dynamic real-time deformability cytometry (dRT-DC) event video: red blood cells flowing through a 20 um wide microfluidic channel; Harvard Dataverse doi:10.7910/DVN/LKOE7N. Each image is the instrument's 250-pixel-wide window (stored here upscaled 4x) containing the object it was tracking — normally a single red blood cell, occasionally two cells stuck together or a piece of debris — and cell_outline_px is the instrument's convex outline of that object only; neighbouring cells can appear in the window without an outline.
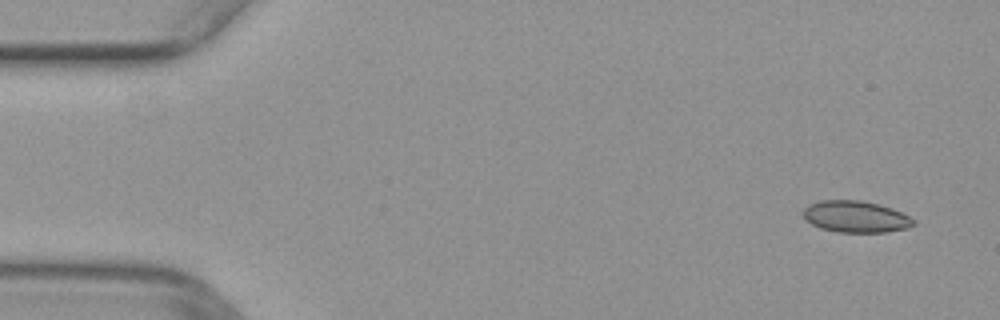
{"species": "common noctule bat (a hibernating species)", "species_latin": "Nyctalus noctula", "temperature_condition": "warm", "stored_images_in_passage": 50, "camera_frame_rate_fps": 3000, "um_per_image_px": 0.085, "animal": {"sex": "female", "body_mass_g": 29.2, "forearm_length_mm": 56.3}, "frame": {"image": 1, "passage_image": 3, "time_ms": 0.667, "image_size_px": [1000, 320], "cell_outline_px": [[916, 224], [908, 228], [888, 232], [840, 232], [820, 228], [812, 224], [804, 216], [804, 208], [808, 204], [820, 200], [860, 200], [880, 204], [892, 208], [916, 220]], "centroid_in_image_um": [72.77, 18.41], "position_along_channel_um": 12.2, "area_um2": 20.35}}
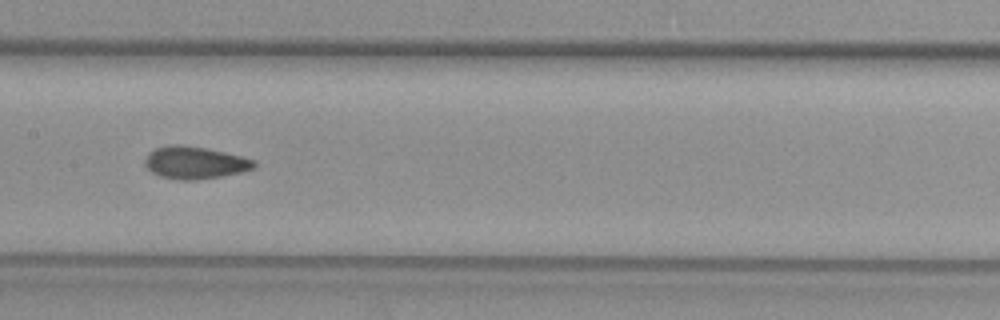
{"frame": {"image": 2, "passage_image": 25, "time_ms": 8.0, "image_size_px": [1000, 320], "cell_outline_px": [[256, 168], [240, 172], [220, 176], [196, 180], [180, 180], [160, 176], [152, 172], [144, 164], [144, 160], [148, 152], [156, 148], [168, 144], [176, 144], [208, 148], [256, 160]], "centroid_in_image_um": [16.55, 13.82], "position_along_channel_um": 190.9, "area_um2": 20.63}}
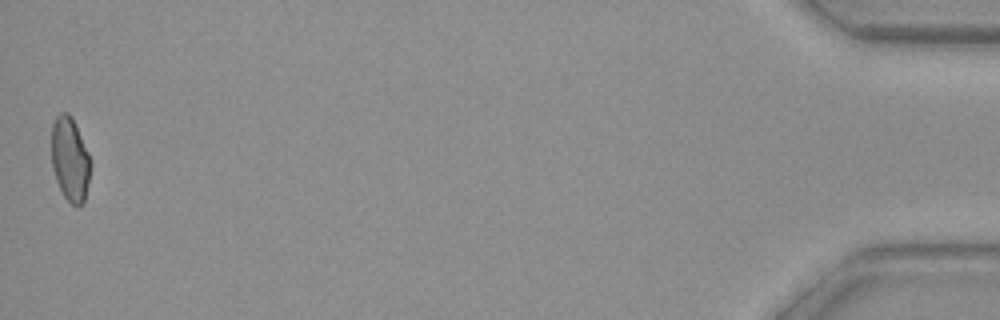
{"frame": {"image": 3, "passage_image": 50, "time_ms": 16.333, "image_size_px": [1000, 320], "cell_outline_px": [[92, 164], [84, 204], [76, 208], [64, 196], [56, 180], [52, 168], [52, 124], [56, 116], [60, 112], [68, 112], [72, 116], [88, 152]], "centroid_in_image_um": [5.97, 13.55], "position_along_channel_um": 429.2, "area_um2": 19.36}}